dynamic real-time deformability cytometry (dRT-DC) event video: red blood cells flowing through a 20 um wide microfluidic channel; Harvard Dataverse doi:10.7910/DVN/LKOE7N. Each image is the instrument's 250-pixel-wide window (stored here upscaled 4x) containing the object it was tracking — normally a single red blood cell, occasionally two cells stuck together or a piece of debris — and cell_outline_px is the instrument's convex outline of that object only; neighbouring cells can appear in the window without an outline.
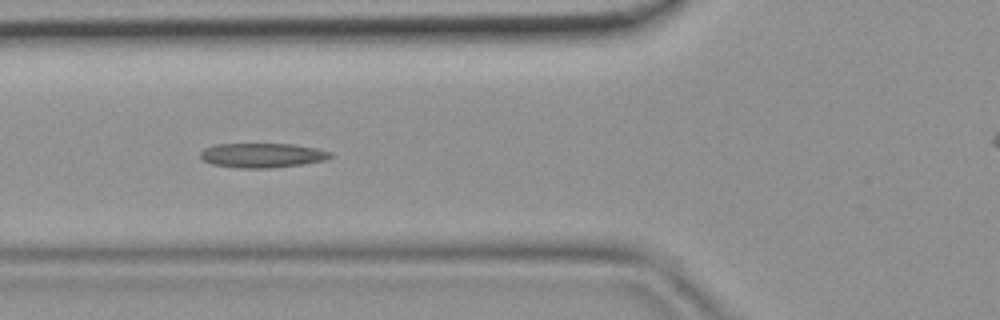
{"species": "common noctule bat (a hibernating species)", "species_latin": "Nyctalus noctula", "temperature_condition": "room temperature", "stored_images_in_passage": 46, "camera_frame_rate_fps": 3000, "um_per_image_px": 0.085, "animal": {"sex": "female", "body_mass_g": 19.9}, "frame": {"image": 1, "passage_image": 17, "time_ms": 5.333, "image_size_px": [1000, 320], "cell_outline_px": [[332, 156], [324, 160], [304, 164], [272, 168], [236, 168], [212, 164], [204, 160], [200, 156], [200, 152], [204, 148], [216, 144], [296, 144], [316, 148], [332, 152]], "centroid_in_image_um": [22.3, 13.2], "position_along_channel_um": 103.5, "area_um2": 18.67}}
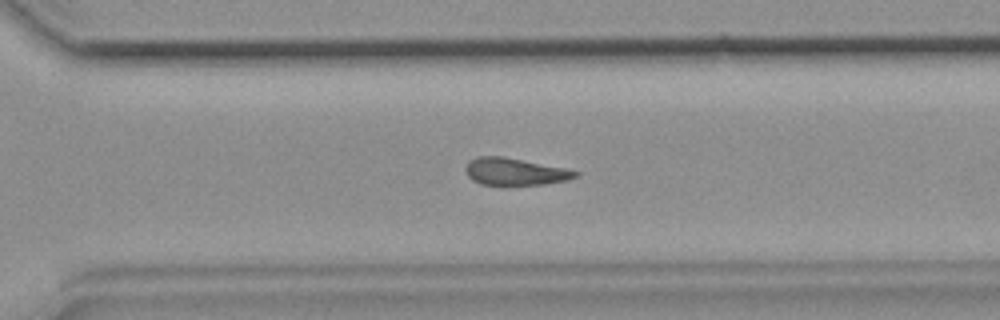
{"frame": {"image": 2, "passage_image": 32, "time_ms": 10.333, "image_size_px": [1000, 320], "cell_outline_px": [[580, 172], [576, 176], [568, 180], [544, 184], [480, 184], [472, 180], [468, 176], [464, 168], [468, 160], [476, 156], [504, 156], [564, 168]], "centroid_in_image_um": [43.72, 14.57], "position_along_channel_um": 326.9, "area_um2": 17.28}}
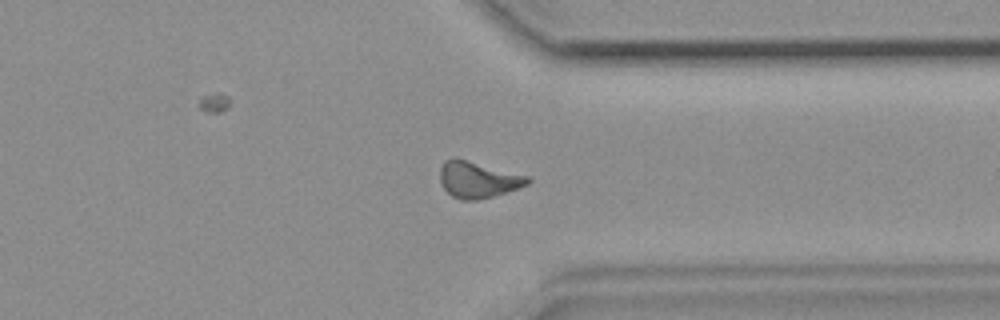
{"frame": {"image": 3, "passage_image": 35, "time_ms": 11.333, "image_size_px": [1000, 320], "cell_outline_px": [[532, 180], [528, 184], [492, 196], [476, 200], [460, 200], [452, 196], [444, 188], [440, 180], [440, 168], [444, 160], [464, 160], [532, 176]], "centroid_in_image_um": [40.66, 15.29], "position_along_channel_um": 370.7, "area_um2": 18.15}}